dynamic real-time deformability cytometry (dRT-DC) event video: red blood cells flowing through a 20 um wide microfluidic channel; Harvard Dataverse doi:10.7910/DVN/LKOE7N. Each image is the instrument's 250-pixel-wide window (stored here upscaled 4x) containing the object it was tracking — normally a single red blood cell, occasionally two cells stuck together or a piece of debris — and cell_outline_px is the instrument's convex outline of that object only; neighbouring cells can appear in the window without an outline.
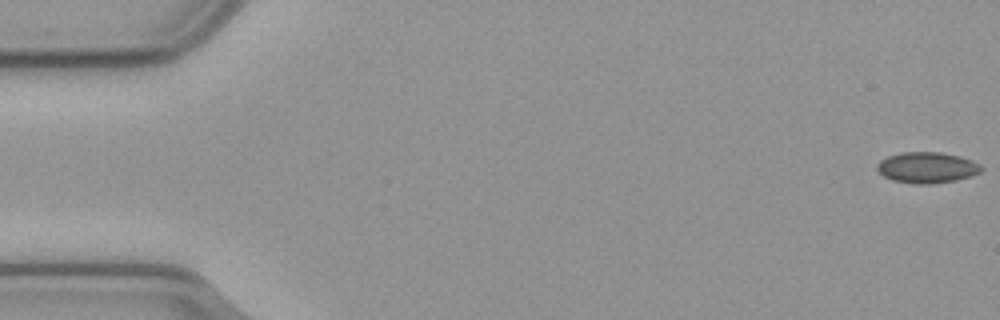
{"species": "common noctule bat (a hibernating species)", "species_latin": "Nyctalus noctula", "temperature_condition": "cold", "stored_images_in_passage": 15, "camera_frame_rate_fps": 3000, "um_per_image_px": 0.085, "animal": {"sex": "male", "body_mass_g": 23.1, "forearm_length_mm": 52.7}, "frame": {"image": 1, "passage_image": 1, "time_ms": 0.0, "image_size_px": [1000, 320], "cell_outline_px": [[984, 168], [980, 172], [956, 180], [928, 184], [920, 184], [892, 180], [884, 176], [876, 168], [876, 164], [880, 160], [888, 156], [900, 152], [940, 152], [960, 156], [972, 160], [980, 164]], "centroid_in_image_um": [78.79, 14.23], "position_along_channel_um": 6.2, "area_um2": 18.73}}
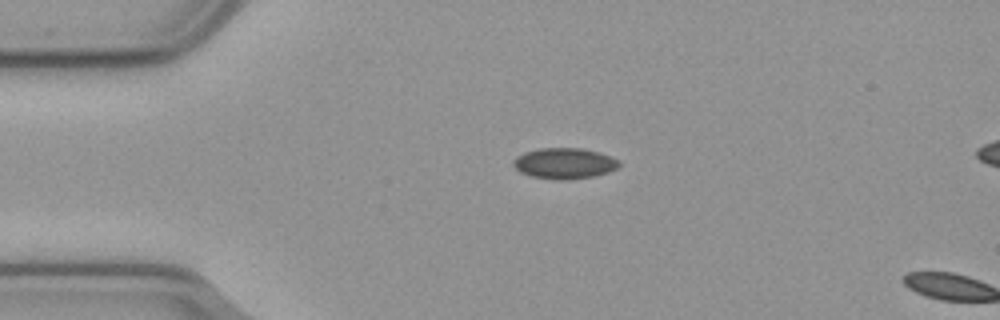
{"frame": {"image": 2, "passage_image": 13, "time_ms": 4.0, "image_size_px": [1000, 320], "cell_outline_px": [[620, 164], [616, 168], [608, 172], [592, 176], [568, 180], [556, 180], [532, 176], [520, 172], [512, 164], [512, 160], [516, 156], [524, 152], [540, 148], [580, 148], [596, 152], [620, 160]], "centroid_in_image_um": [47.93, 13.89], "position_along_channel_um": 37.1, "area_um2": 18.9}}